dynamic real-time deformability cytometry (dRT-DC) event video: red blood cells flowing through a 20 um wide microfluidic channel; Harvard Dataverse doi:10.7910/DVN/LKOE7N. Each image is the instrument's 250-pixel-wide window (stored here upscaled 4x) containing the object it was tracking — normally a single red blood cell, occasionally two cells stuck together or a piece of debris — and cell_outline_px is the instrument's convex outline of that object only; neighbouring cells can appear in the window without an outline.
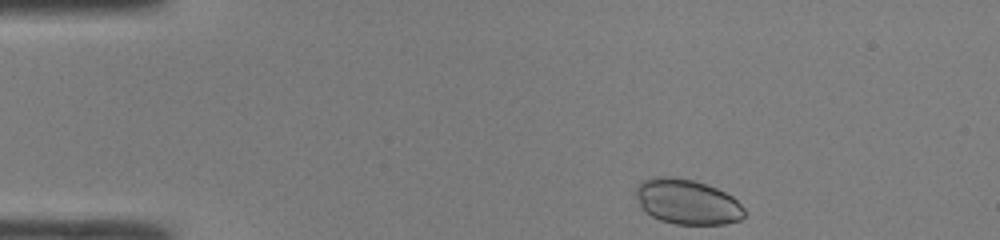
{"species": "common noctule bat (a hibernating species)", "species_latin": "Nyctalus noctula", "temperature_condition": "room temperature", "stored_images_in_passage": 40, "camera_frame_rate_fps": 3000, "um_per_image_px": 0.085, "animal": {"sex": "male", "body_mass_g": 19.0, "forearm_length_mm": 50.8}, "frame": {"image": 1, "passage_image": 1, "time_ms": 0.0, "image_size_px": [1000, 240], "cell_outline_px": [[744, 216], [740, 220], [724, 224], [676, 224], [660, 220], [644, 212], [640, 208], [636, 196], [636, 184], [652, 176], [672, 176], [696, 180], [716, 188], [732, 196], [744, 208]], "centroid_in_image_um": [58.37, 17.14], "position_along_channel_um": 26.6, "area_um2": 28.78}}
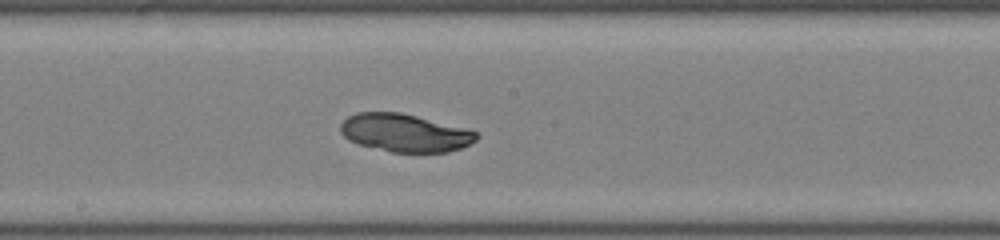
{"frame": {"image": 2, "passage_image": 19, "time_ms": 6.0, "image_size_px": [1000, 240], "cell_outline_px": [[480, 136], [476, 140], [460, 148], [448, 152], [392, 152], [360, 144], [348, 140], [340, 132], [340, 124], [348, 116], [356, 112], [400, 112], [468, 128], [476, 132]], "centroid_in_image_um": [34.42, 11.28], "position_along_channel_um": 213.8, "area_um2": 30.06}}
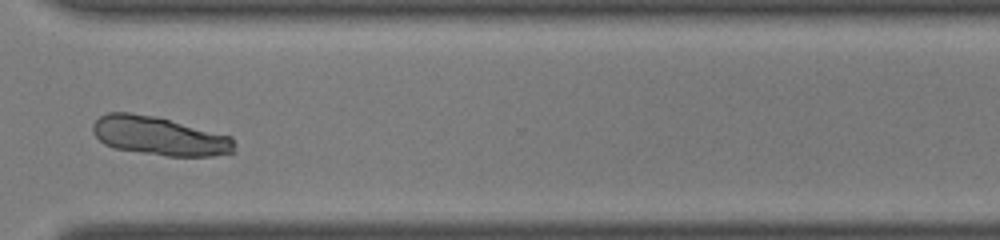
{"frame": {"image": 3, "passage_image": 29, "time_ms": 9.333, "image_size_px": [1000, 240], "cell_outline_px": [[236, 152], [212, 156], [168, 156], [140, 152], [116, 148], [104, 144], [92, 132], [92, 124], [100, 116], [108, 112], [128, 112], [156, 116], [232, 136], [236, 140]], "centroid_in_image_um": [13.59, 11.55], "position_along_channel_um": 357.0, "area_um2": 32.14}}